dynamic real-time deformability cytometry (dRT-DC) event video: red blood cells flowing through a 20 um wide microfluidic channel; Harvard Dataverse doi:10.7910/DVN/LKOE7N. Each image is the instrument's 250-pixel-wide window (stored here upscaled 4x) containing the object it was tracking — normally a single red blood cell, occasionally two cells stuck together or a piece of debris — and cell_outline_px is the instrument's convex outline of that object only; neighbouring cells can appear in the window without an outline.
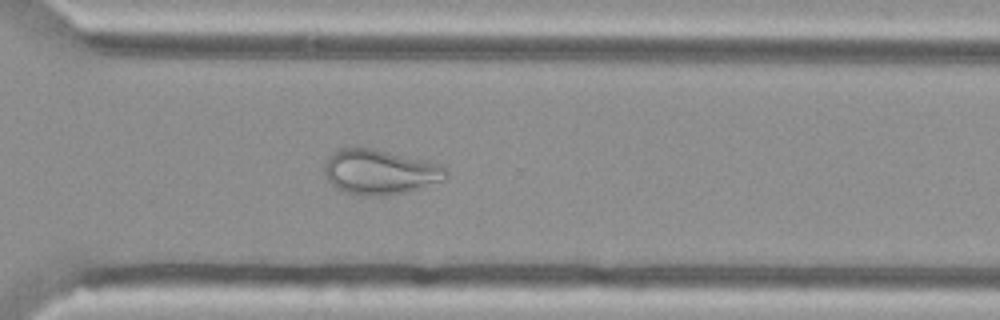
{"species": "Egyptian fruit bat (a non-hibernating species)", "species_latin": "Rousettus aegyptiacus", "temperature_condition": "cold", "stored_images_in_passage": 40, "camera_frame_rate_fps": 3000, "um_per_image_px": 0.085, "animal": {"sex": "female"}, "frame": {"image": 1, "passage_image": 29, "time_ms": 9.333, "image_size_px": [1000, 320], "cell_outline_px": [[448, 176], [444, 180], [404, 192], [384, 196], [368, 196], [344, 192], [336, 188], [328, 180], [324, 172], [324, 164], [328, 156], [340, 148], [372, 148], [440, 164], [448, 172]], "centroid_in_image_um": [32.25, 14.62], "position_along_channel_um": 338.3, "area_um2": 31.56}}